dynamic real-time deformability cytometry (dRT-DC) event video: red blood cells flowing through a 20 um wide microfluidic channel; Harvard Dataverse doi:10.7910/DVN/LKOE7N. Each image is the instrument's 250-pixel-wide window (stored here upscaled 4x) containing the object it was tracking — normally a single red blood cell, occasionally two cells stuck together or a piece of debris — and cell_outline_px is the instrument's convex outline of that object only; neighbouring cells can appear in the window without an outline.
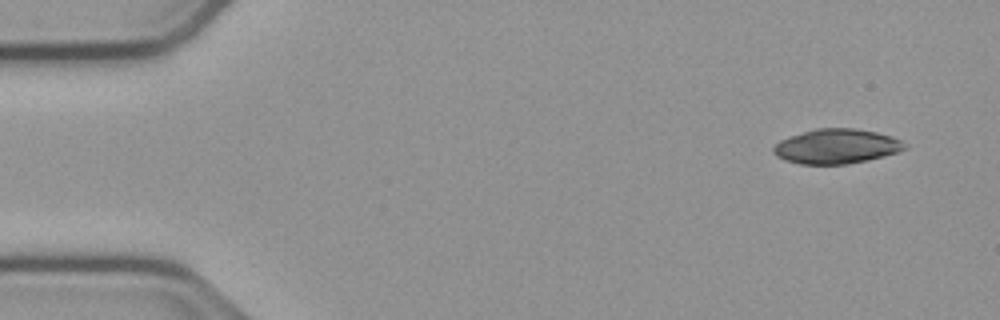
{"species": "common noctule bat (a hibernating species)", "species_latin": "Nyctalus noctula", "temperature_condition": "cold", "stored_images_in_passage": 51, "camera_frame_rate_fps": 3000, "um_per_image_px": 0.085, "animal": {"sex": "male", "body_mass_g": 23.1, "forearm_length_mm": 52.7}, "frame": {"image": 1, "passage_image": 1, "time_ms": 0.0, "image_size_px": [1000, 320], "cell_outline_px": [[908, 148], [884, 156], [868, 160], [844, 164], [800, 164], [776, 156], [772, 152], [772, 148], [780, 140], [788, 136], [816, 128], [856, 128], [876, 132], [892, 136], [900, 140]], "centroid_in_image_um": [71.08, 12.43], "position_along_channel_um": 13.9, "area_um2": 26.47}}